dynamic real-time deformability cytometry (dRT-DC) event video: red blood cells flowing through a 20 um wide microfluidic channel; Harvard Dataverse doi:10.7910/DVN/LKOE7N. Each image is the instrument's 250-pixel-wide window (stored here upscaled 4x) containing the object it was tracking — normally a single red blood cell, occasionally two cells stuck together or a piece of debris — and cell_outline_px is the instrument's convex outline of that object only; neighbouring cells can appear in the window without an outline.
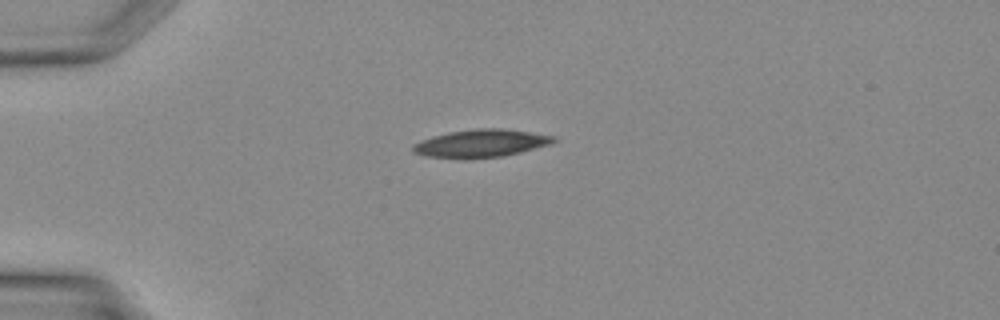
{"species": "Egyptian fruit bat (a non-hibernating species)", "species_latin": "Rousettus aegyptiacus", "temperature_condition": "warm", "stored_images_in_passage": 28, "camera_frame_rate_fps": 3000, "um_per_image_px": 0.085, "animal": {"sex": "female"}, "frame": {"image": 1, "passage_image": 1, "time_ms": 0.0, "image_size_px": [1000, 320], "cell_outline_px": [[560, 140], [552, 144], [504, 156], [468, 160], [464, 160], [424, 156], [416, 152], [412, 148], [412, 144], [436, 136], [452, 132], [480, 128], [500, 128], [556, 136]], "centroid_in_image_um": [40.94, 12.21], "position_along_channel_um": 44.1, "area_um2": 22.89}}
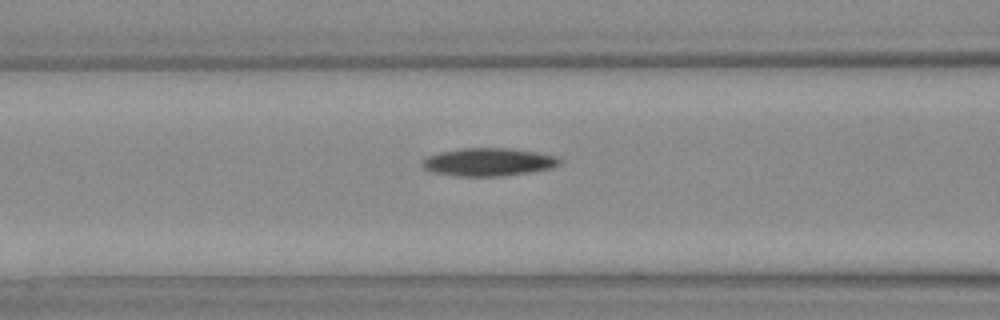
{"frame": {"image": 2, "passage_image": 7, "time_ms": 2.0, "image_size_px": [1000, 320], "cell_outline_px": [[560, 164], [548, 168], [528, 172], [500, 176], [452, 176], [432, 172], [424, 168], [424, 160], [428, 156], [440, 152], [460, 148], [512, 148], [536, 152], [552, 156], [560, 160]], "centroid_in_image_um": [41.47, 13.77], "position_along_channel_um": 125.1, "area_um2": 22.02}}
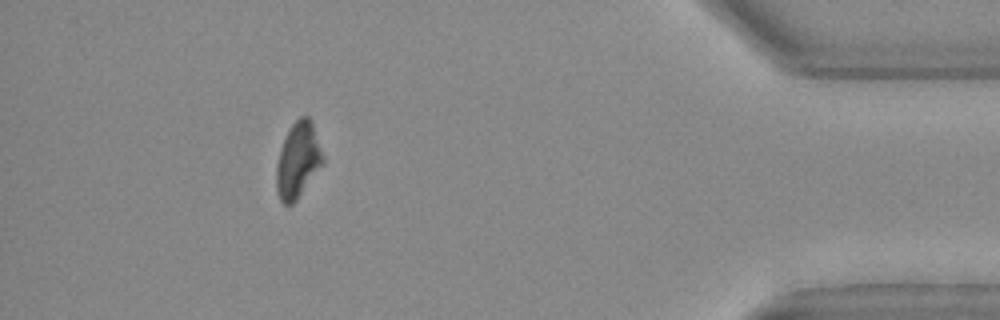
{"frame": {"image": 3, "passage_image": 25, "time_ms": 8.0, "image_size_px": [1000, 320], "cell_outline_px": [[324, 164], [296, 200], [292, 204], [284, 204], [280, 200], [276, 188], [276, 164], [280, 148], [292, 124], [300, 116], [308, 116], [312, 120], [324, 156]], "centroid_in_image_um": [25.34, 13.61], "position_along_channel_um": 409.9, "area_um2": 20.58}}